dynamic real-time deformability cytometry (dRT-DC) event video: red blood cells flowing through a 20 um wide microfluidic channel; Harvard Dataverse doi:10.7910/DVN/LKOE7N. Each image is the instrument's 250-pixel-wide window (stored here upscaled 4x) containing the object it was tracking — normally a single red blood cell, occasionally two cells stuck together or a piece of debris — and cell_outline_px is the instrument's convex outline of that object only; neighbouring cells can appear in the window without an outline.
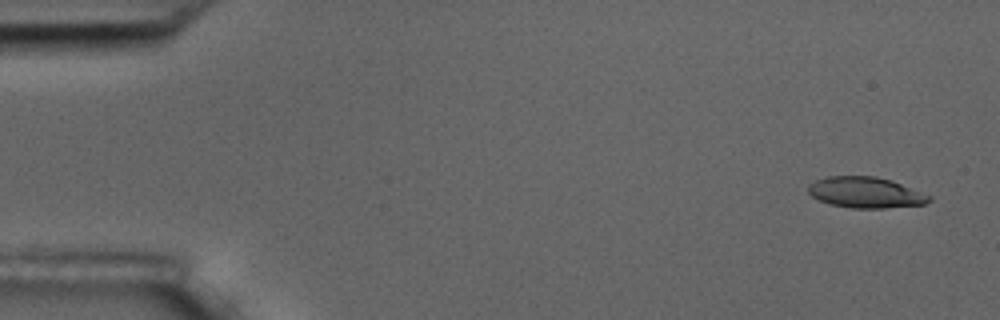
{"species": "common noctule bat (a hibernating species)", "species_latin": "Nyctalus noctula", "temperature_condition": "room temperature", "stored_images_in_passage": 5, "camera_frame_rate_fps": 3000, "um_per_image_px": 0.085, "animal": {"sex": "male", "body_mass_g": 17.5, "forearm_length_mm": 52.3}, "frame": {"image": 1, "passage_image": 1, "time_ms": 0.0, "image_size_px": [1000, 320], "cell_outline_px": [[932, 200], [924, 204], [884, 208], [852, 208], [828, 204], [812, 196], [808, 192], [808, 184], [816, 180], [828, 176], [876, 176], [892, 180], [932, 196]], "centroid_in_image_um": [73.58, 16.36], "position_along_channel_um": 11.4, "area_um2": 21.85}}